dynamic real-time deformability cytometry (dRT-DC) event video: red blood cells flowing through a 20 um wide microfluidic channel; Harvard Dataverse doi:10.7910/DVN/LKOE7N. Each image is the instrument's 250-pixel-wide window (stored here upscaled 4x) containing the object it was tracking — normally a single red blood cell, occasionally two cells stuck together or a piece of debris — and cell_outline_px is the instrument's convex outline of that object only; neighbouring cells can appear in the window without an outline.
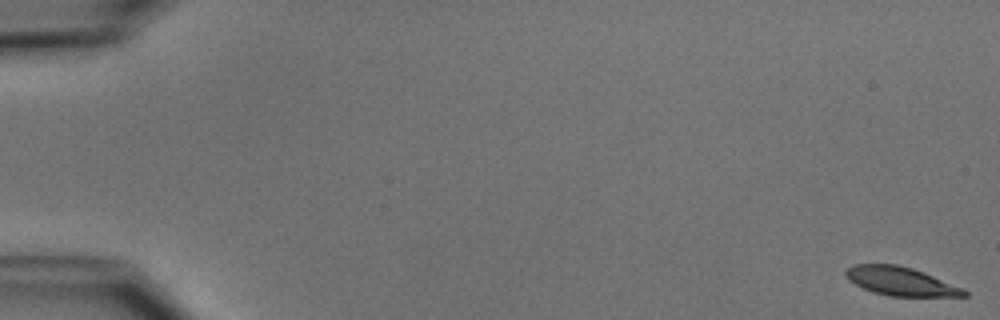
{"species": "common noctule bat (a hibernating species)", "species_latin": "Nyctalus noctula", "temperature_condition": "cold", "stored_images_in_passage": 51, "camera_frame_rate_fps": 3000, "um_per_image_px": 0.085, "animal": {"sex": "male", "body_mass_g": 15.6}, "frame": {"image": 1, "passage_image": 1, "time_ms": 0.0, "image_size_px": [1000, 320], "cell_outline_px": [[968, 296], [888, 296], [872, 292], [848, 280], [844, 276], [844, 272], [852, 264], [896, 264], [912, 268], [924, 272], [960, 288], [968, 292]], "centroid_in_image_um": [76.48, 23.9], "position_along_channel_um": 8.5, "area_um2": 19.54}}
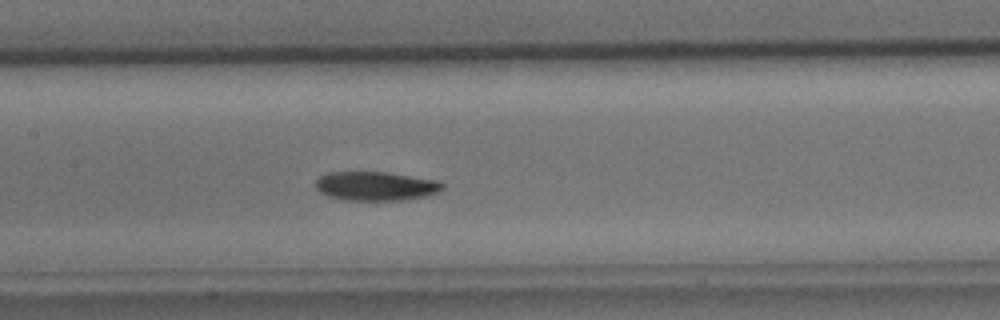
{"frame": {"image": 2, "passage_image": 26, "time_ms": 8.333, "image_size_px": [1000, 320], "cell_outline_px": [[444, 188], [440, 192], [424, 196], [400, 200], [344, 200], [328, 196], [320, 192], [316, 188], [316, 180], [320, 176], [328, 172], [388, 172], [440, 180], [444, 184]], "centroid_in_image_um": [31.97, 15.81], "position_along_channel_um": 175.4, "area_um2": 21.62}}
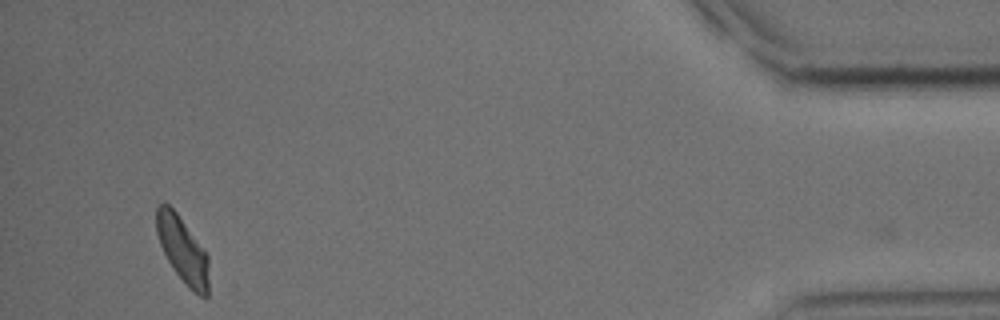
{"frame": {"image": 3, "passage_image": 50, "time_ms": 16.333, "image_size_px": [1000, 320], "cell_outline_px": [[208, 296], [200, 296], [192, 292], [184, 284], [168, 260], [160, 244], [156, 232], [156, 204], [168, 204], [176, 212], [208, 256]], "centroid_in_image_um": [15.51, 21.26], "position_along_channel_um": 419.7, "area_um2": 19.83}, "authors_computed_cell_mechanics": {"area_um2": 21.2126, "velocity_mm_per_s": 3.8916, "shape_relaxation_time_tau1_ms": 2.7532, "shape_relaxation_time_tau2_ms": 6.3841, "deformation_change_tau1": 0.1261, "deformation_change_tau2": 0.1086}}